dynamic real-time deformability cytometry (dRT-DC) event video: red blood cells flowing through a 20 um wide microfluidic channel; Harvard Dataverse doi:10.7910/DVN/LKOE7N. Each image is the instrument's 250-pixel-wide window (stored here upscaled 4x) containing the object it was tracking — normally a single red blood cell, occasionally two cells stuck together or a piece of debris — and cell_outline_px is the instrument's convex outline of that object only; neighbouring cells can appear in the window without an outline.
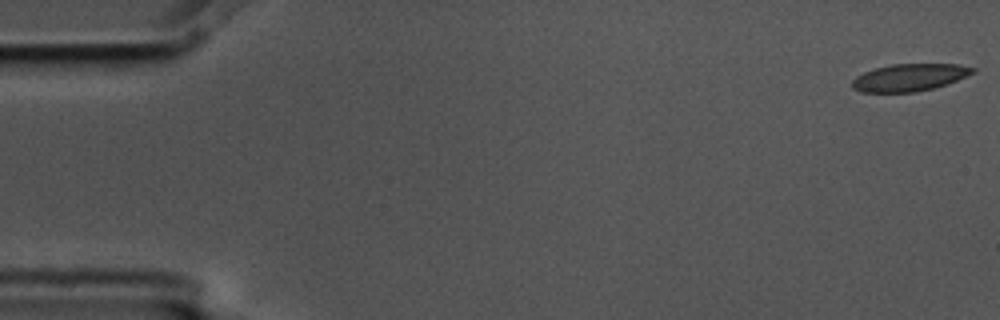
{"species": "common noctule bat (a hibernating species)", "species_latin": "Nyctalus noctula", "temperature_condition": "cold", "stored_images_in_passage": 8, "camera_frame_rate_fps": 3000, "um_per_image_px": 0.085, "animal": {"sex": "male", "body_mass_g": 17.5, "forearm_length_mm": 52.3}, "frame": {"image": 1, "passage_image": 1, "time_ms": 0.0, "image_size_px": [1000, 320], "cell_outline_px": [[976, 72], [948, 84], [916, 92], [860, 92], [852, 88], [852, 80], [856, 76], [864, 72], [876, 68], [892, 64], [960, 64], [976, 68]], "centroid_in_image_um": [77.32, 6.58], "position_along_channel_um": 7.7, "area_um2": 19.25}}
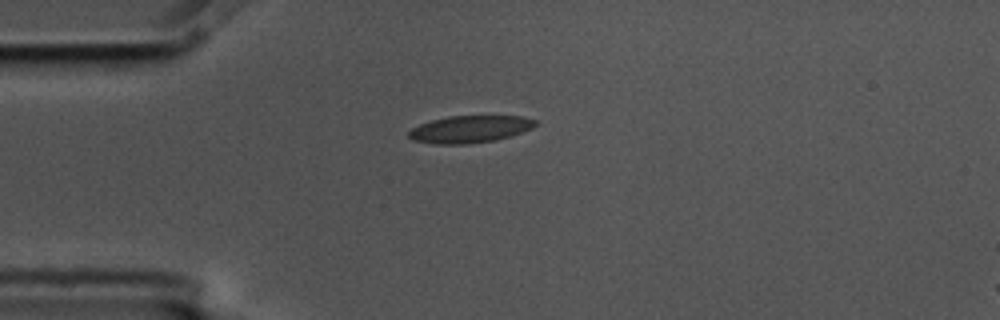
{"frame": {"image": 2, "passage_image": 4, "time_ms": 1.0, "image_size_px": [1000, 320], "cell_outline_px": [[536, 124], [532, 128], [496, 140], [468, 144], [432, 144], [412, 140], [408, 136], [408, 132], [412, 128], [420, 124], [432, 120], [448, 116], [524, 116], [536, 120]], "centroid_in_image_um": [39.9, 10.98], "position_along_channel_um": 45.1, "area_um2": 20.0}}
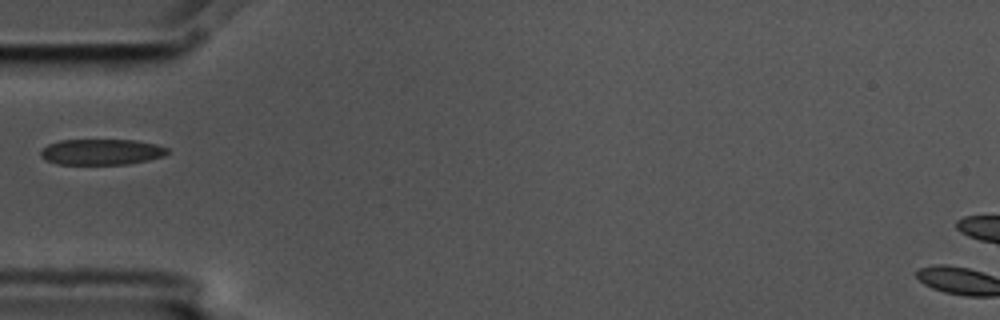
{"frame": {"image": 3, "passage_image": 5, "time_ms": 1.333, "image_size_px": [1000, 320], "cell_outline_px": [[168, 152], [164, 156], [148, 160], [128, 164], [56, 164], [44, 160], [40, 156], [40, 152], [48, 144], [60, 140], [136, 140], [156, 144], [168, 148]], "centroid_in_image_um": [8.61, 12.91], "position_along_channel_um": 76.4, "area_um2": 19.13}}